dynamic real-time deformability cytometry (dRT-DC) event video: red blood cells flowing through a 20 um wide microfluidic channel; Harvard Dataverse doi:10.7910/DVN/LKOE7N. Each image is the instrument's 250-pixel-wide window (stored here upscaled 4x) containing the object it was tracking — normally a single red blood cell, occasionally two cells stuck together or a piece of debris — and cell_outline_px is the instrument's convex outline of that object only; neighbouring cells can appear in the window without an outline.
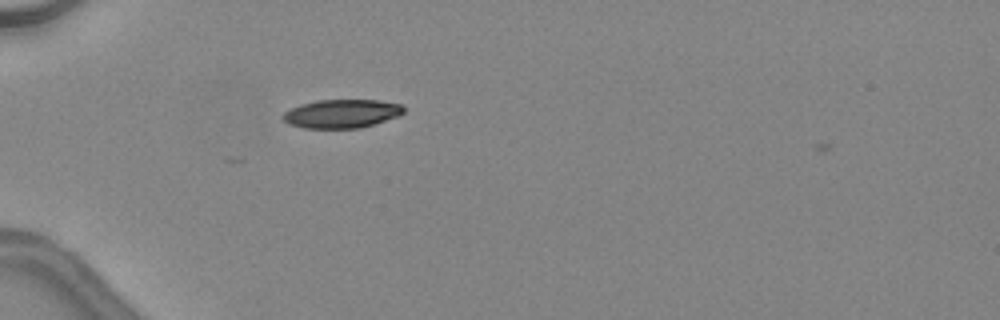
{"species": "common noctule bat (a hibernating species)", "species_latin": "Nyctalus noctula", "temperature_condition": "warm", "stored_images_in_passage": 7, "camera_frame_rate_fps": 3000, "um_per_image_px": 0.085, "animal": {"sex": "female", "body_mass_g": 24.6, "forearm_length_mm": 56.2}, "frame": {"image": 1, "passage_image": 3, "time_ms": 0.667, "image_size_px": [1000, 320], "cell_outline_px": [[404, 112], [396, 116], [360, 128], [304, 128], [288, 124], [280, 116], [284, 112], [300, 104], [316, 100], [376, 100], [400, 104], [404, 108]], "centroid_in_image_um": [28.98, 9.66], "position_along_channel_um": 56.0, "area_um2": 19.94}}